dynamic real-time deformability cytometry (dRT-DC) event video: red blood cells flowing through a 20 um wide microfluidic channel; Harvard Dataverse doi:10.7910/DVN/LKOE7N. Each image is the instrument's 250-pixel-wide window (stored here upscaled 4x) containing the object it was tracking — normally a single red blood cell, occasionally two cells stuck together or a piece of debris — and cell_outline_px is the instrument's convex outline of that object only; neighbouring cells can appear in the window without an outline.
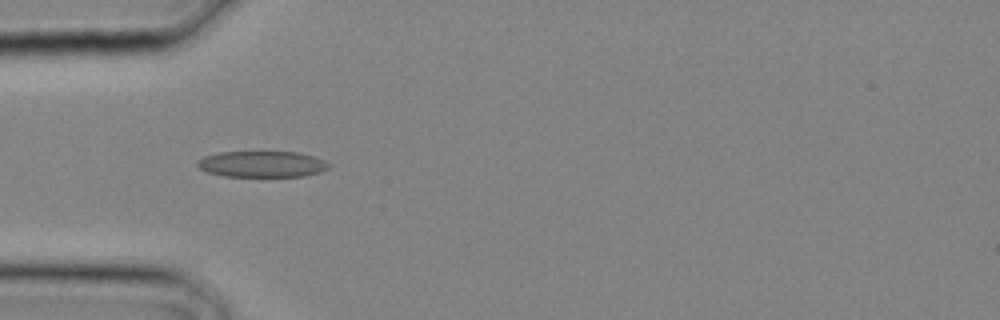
{"species": "common noctule bat (a hibernating species)", "species_latin": "Nyctalus noctula", "temperature_condition": "cold", "stored_images_in_passage": 2, "camera_frame_rate_fps": 3000, "um_per_image_px": 0.085, "animal": {"sex": "male", "body_mass_g": 20.4}, "frame": {"image": 1, "passage_image": 2, "time_ms": 0.333, "image_size_px": [1000, 320], "cell_outline_px": [[332, 164], [328, 168], [320, 172], [304, 176], [224, 176], [208, 172], [200, 168], [196, 164], [196, 160], [204, 156], [220, 152], [300, 152], [316, 156]], "centroid_in_image_um": [22.3, 13.94], "position_along_channel_um": 62.7, "area_um2": 20.11}}